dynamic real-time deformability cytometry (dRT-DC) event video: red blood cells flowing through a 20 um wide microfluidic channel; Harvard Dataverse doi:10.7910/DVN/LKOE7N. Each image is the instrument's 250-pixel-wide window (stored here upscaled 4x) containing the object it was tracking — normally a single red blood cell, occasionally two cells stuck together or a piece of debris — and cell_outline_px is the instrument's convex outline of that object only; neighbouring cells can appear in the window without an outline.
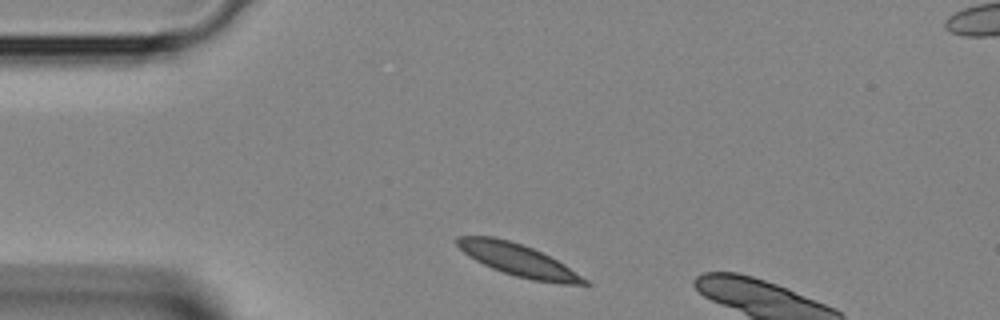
{"species": "Egyptian fruit bat (a non-hibernating species)", "species_latin": "Rousettus aegyptiacus", "temperature_condition": "room temperature", "stored_images_in_passage": 2, "camera_frame_rate_fps": 3000, "um_per_image_px": 0.085, "animal": {"sex": "female"}, "frame": {"image": 1, "passage_image": 1, "time_ms": 0.0, "image_size_px": [1000, 320], "cell_outline_px": [[592, 284], [560, 284], [532, 280], [516, 276], [492, 268], [468, 256], [456, 244], [456, 236], [492, 236], [508, 240], [532, 248], [564, 264], [588, 280]], "centroid_in_image_um": [44.04, 22.11], "position_along_channel_um": 41.0, "area_um2": 23.41}}